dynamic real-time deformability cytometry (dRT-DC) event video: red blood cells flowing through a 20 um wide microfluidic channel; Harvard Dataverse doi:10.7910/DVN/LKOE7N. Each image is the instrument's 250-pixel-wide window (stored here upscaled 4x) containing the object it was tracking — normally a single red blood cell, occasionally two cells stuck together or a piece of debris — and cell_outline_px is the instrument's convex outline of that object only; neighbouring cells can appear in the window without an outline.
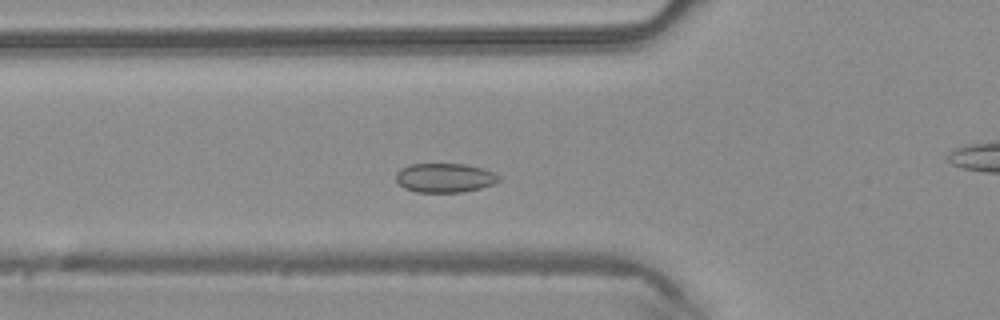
{"species": "common noctule bat (a hibernating species)", "species_latin": "Nyctalus noctula", "temperature_condition": "warm", "stored_images_in_passage": 38, "camera_frame_rate_fps": 3000, "um_per_image_px": 0.085, "animal": {"sex": "male", "body_mass_g": 20.4}, "frame": {"image": 1, "passage_image": 6, "time_ms": 1.667, "image_size_px": [1000, 320], "cell_outline_px": [[504, 180], [480, 188], [464, 192], [416, 192], [404, 188], [396, 180], [396, 172], [400, 168], [408, 164], [464, 164], [484, 168], [500, 176]], "centroid_in_image_um": [37.81, 15.11], "position_along_channel_um": 88.0, "area_um2": 17.69}}
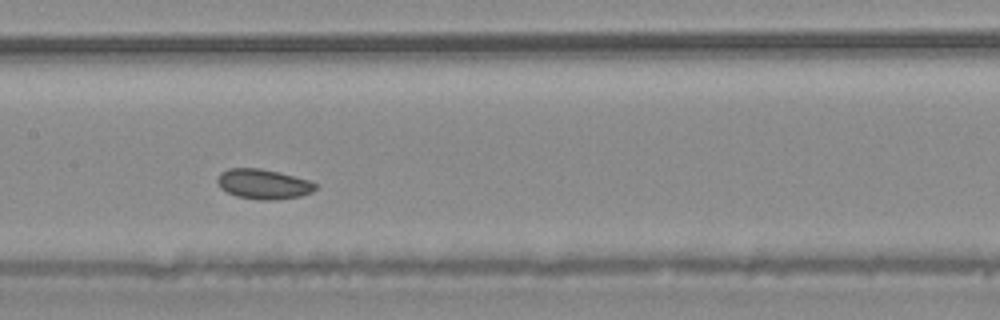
{"frame": {"image": 2, "passage_image": 13, "time_ms": 4.0, "image_size_px": [1000, 320], "cell_outline_px": [[316, 188], [312, 192], [300, 196], [276, 200], [256, 200], [236, 196], [220, 188], [216, 180], [220, 172], [228, 168], [260, 168], [280, 172], [312, 180], [316, 184]], "centroid_in_image_um": [22.39, 15.64], "position_along_channel_um": 185.0, "area_um2": 17.4}}
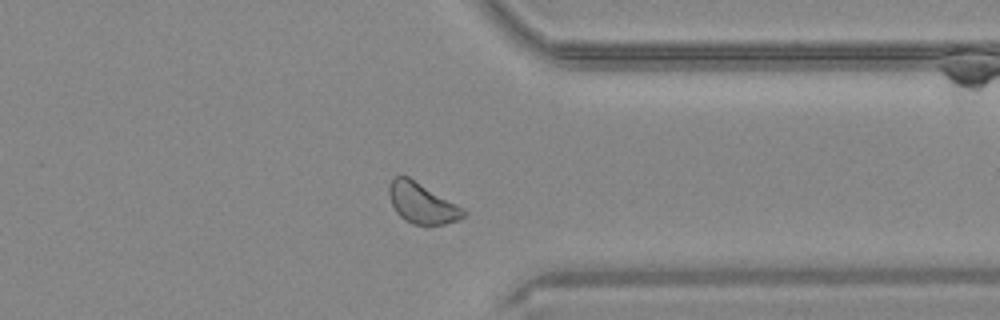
{"frame": {"image": 3, "passage_image": 27, "time_ms": 8.667, "image_size_px": [1000, 320], "cell_outline_px": [[468, 212], [460, 220], [428, 228], [412, 224], [404, 220], [396, 212], [392, 204], [388, 192], [388, 184], [392, 176], [408, 176], [464, 208]], "centroid_in_image_um": [35.87, 17.31], "position_along_channel_um": 375.5, "area_um2": 18.15}}